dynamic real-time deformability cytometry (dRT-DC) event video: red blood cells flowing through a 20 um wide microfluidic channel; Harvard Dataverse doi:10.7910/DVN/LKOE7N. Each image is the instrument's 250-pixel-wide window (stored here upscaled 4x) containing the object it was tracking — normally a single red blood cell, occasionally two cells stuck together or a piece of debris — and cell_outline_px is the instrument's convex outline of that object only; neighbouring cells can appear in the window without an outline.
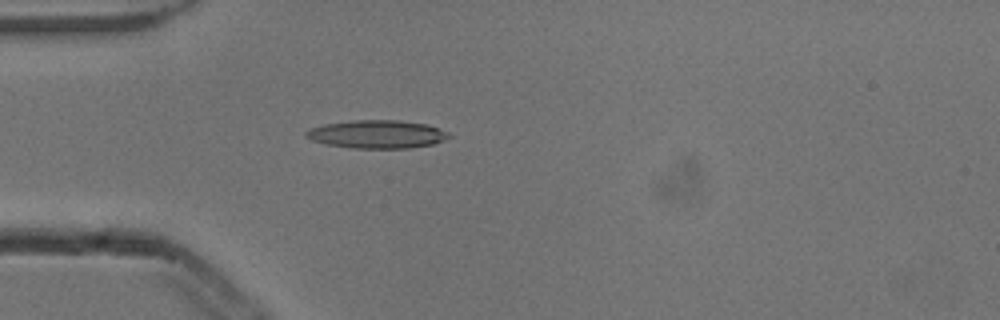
{"species": "common noctule bat (a hibernating species)", "species_latin": "Nyctalus noctula", "temperature_condition": "cold", "stored_images_in_passage": 1, "camera_frame_rate_fps": 3000, "um_per_image_px": 0.085, "animal": {"sex": "male", "body_mass_g": 13.3}, "frame": {"image": 1, "passage_image": 1, "time_ms": 0.0, "image_size_px": [1000, 320], "cell_outline_px": [[452, 136], [432, 144], [408, 148], [352, 148], [324, 144], [312, 140], [304, 136], [304, 132], [312, 128], [324, 124], [352, 120], [400, 120], [424, 124], [448, 132]], "centroid_in_image_um": [32.0, 11.41], "position_along_channel_um": 53.0, "area_um2": 23.29}}